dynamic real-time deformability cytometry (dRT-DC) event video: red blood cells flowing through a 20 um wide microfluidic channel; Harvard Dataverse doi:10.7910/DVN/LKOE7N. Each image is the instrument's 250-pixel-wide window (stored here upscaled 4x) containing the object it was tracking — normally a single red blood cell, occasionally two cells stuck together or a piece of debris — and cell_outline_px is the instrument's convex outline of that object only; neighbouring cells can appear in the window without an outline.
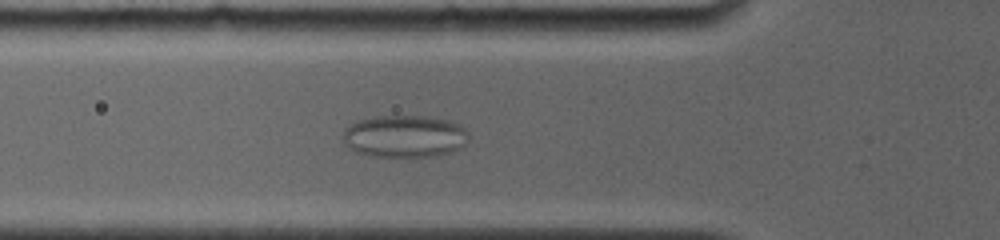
{"species": "common noctule bat (a hibernating species)", "species_latin": "Nyctalus noctula", "temperature_condition": "room temperature", "stored_images_in_passage": 45, "camera_frame_rate_fps": 4000, "um_per_image_px": 0.085, "animal": {"sex": "female", "body_mass_g": 19.0, "forearm_length_mm": 56.7}, "frame": {"image": 1, "passage_image": 16, "time_ms": 5.75, "image_size_px": [1000, 240], "cell_outline_px": [[468, 140], [460, 148], [452, 152], [432, 156], [376, 156], [356, 152], [348, 148], [344, 144], [344, 132], [352, 124], [360, 120], [376, 116], [424, 116], [448, 120], [460, 124], [468, 132]], "centroid_in_image_um": [34.42, 11.58], "position_along_channel_um": 91.4, "area_um2": 30.75}}
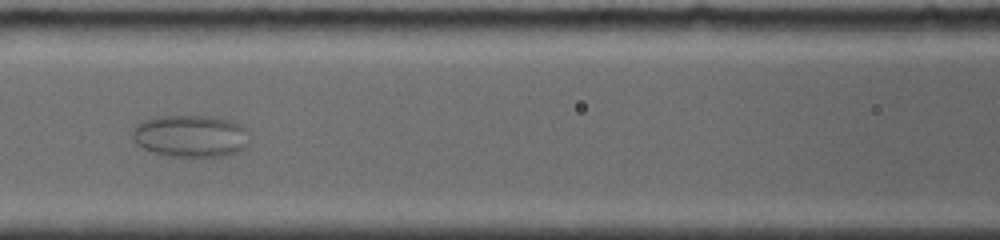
{"frame": {"image": 2, "passage_image": 20, "time_ms": 7.5, "image_size_px": [1000, 240], "cell_outline_px": [[248, 144], [240, 152], [220, 156], [168, 156], [152, 152], [136, 144], [132, 136], [132, 132], [136, 124], [144, 120], [160, 116], [212, 116], [228, 120], [240, 124], [248, 128]], "centroid_in_image_um": [16.22, 11.56], "position_along_channel_um": 150.4, "area_um2": 28.9}}
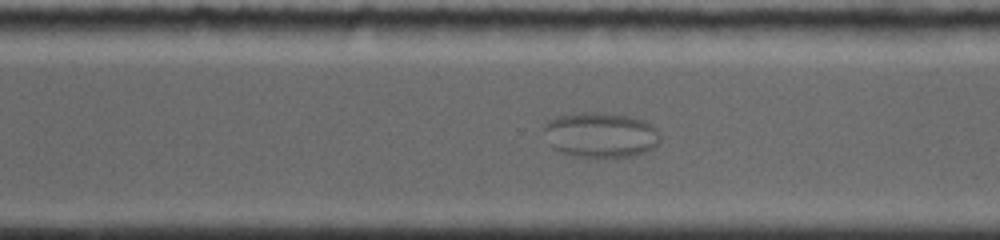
{"frame": {"image": 3, "passage_image": 30, "time_ms": 12.5, "image_size_px": [1000, 240], "cell_outline_px": [[660, 140], [652, 148], [644, 152], [632, 156], [572, 156], [552, 148], [544, 128], [544, 124], [548, 120], [556, 116], [580, 112], [596, 112], [628, 116], [644, 120], [652, 124], [656, 128], [660, 136]], "centroid_in_image_um": [51.05, 11.44], "position_along_channel_um": 319.6, "area_um2": 30.35}}